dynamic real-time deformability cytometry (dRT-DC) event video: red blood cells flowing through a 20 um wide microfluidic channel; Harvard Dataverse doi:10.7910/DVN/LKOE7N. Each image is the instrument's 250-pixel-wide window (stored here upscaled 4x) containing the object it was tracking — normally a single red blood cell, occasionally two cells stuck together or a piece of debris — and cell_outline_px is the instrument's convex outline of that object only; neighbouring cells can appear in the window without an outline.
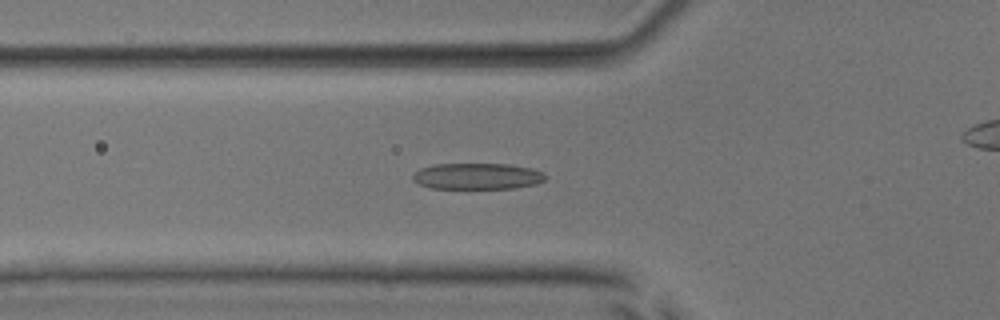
{"species": "common noctule bat (a hibernating species)", "species_latin": "Nyctalus noctula", "temperature_condition": "room temperature", "stored_images_in_passage": 53, "camera_frame_rate_fps": 3000, "um_per_image_px": 0.085, "animal": {"sex": "male", "body_mass_g": 17.9, "forearm_length_mm": 54.2}, "frame": {"image": 1, "passage_image": 19, "time_ms": 6.0, "image_size_px": [1000, 320], "cell_outline_px": [[548, 176], [544, 180], [536, 184], [516, 188], [432, 188], [420, 184], [412, 180], [412, 176], [420, 168], [436, 164], [508, 164], [532, 168], [544, 172]], "centroid_in_image_um": [40.61, 14.97], "position_along_channel_um": 85.2, "area_um2": 20.29}}
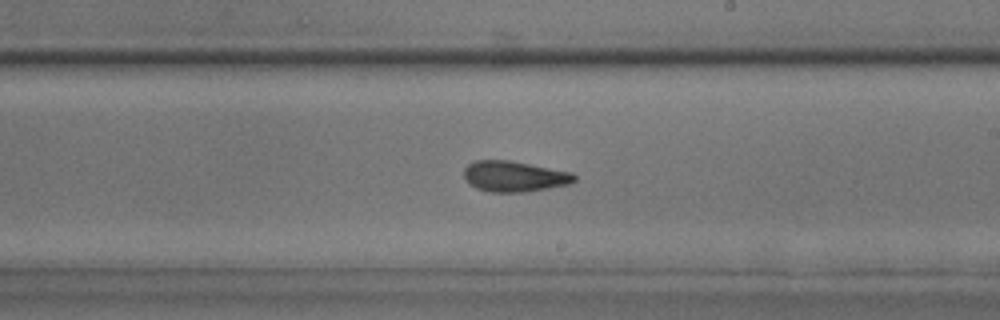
{"frame": {"image": 2, "passage_image": 31, "time_ms": 10.0, "image_size_px": [1000, 320], "cell_outline_px": [[576, 180], [568, 184], [524, 192], [488, 192], [476, 188], [468, 184], [464, 180], [464, 168], [472, 160], [508, 160], [572, 172], [576, 176]], "centroid_in_image_um": [43.65, 14.99], "position_along_channel_um": 245.3, "area_um2": 19.83}}
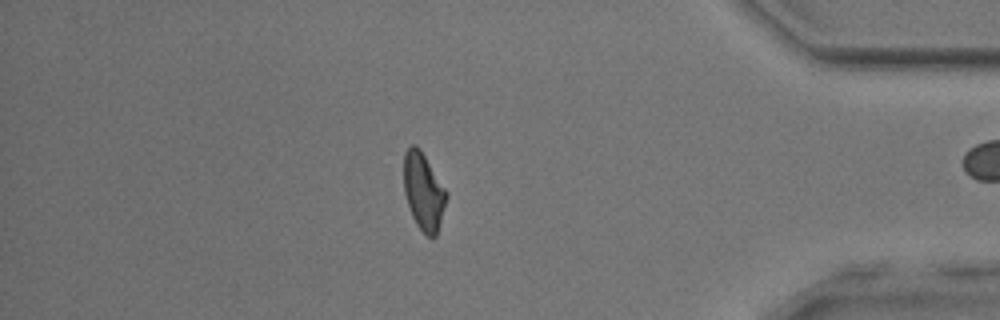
{"frame": {"image": 3, "passage_image": 45, "time_ms": 14.667, "image_size_px": [1000, 320], "cell_outline_px": [[448, 196], [436, 236], [428, 236], [416, 224], [412, 216], [404, 192], [404, 152], [412, 144], [416, 144], [420, 148], [448, 192]], "centroid_in_image_um": [36.0, 16.24], "position_along_channel_um": 399.2, "area_um2": 19.13}, "authors_computed_cell_mechanics": {"area_um2": 19.8832, "velocity_mm_per_s": 4.0041, "shape_relaxation_time_tau1_ms": 2.5201, "shape_relaxation_time_tau2_ms": 1.9394, "deformation_change_tau1": 0.1296, "deformation_change_tau2": 0.103}}